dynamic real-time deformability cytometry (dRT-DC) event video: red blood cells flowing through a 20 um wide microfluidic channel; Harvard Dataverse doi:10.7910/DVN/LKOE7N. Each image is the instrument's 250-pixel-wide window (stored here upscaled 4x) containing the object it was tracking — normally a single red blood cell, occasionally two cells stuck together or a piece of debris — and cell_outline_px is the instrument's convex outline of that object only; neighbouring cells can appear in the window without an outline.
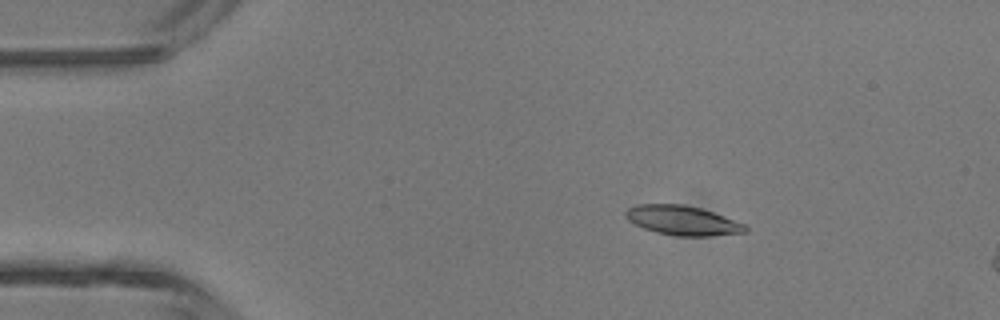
{"species": "common noctule bat (a hibernating species)", "species_latin": "Nyctalus noctula", "temperature_condition": "room temperature", "stored_images_in_passage": 4, "camera_frame_rate_fps": 3000, "um_per_image_px": 0.085, "animal": {"sex": "male", "body_mass_g": 13.3}, "frame": {"image": 1, "passage_image": 3, "time_ms": 0.667, "image_size_px": [1000, 320], "cell_outline_px": [[748, 232], [712, 236], [676, 236], [656, 232], [632, 224], [624, 216], [624, 212], [628, 208], [636, 204], [684, 204], [700, 208], [712, 212], [744, 224], [748, 228]], "centroid_in_image_um": [57.97, 18.74], "position_along_channel_um": 27.0, "area_um2": 20.63}}